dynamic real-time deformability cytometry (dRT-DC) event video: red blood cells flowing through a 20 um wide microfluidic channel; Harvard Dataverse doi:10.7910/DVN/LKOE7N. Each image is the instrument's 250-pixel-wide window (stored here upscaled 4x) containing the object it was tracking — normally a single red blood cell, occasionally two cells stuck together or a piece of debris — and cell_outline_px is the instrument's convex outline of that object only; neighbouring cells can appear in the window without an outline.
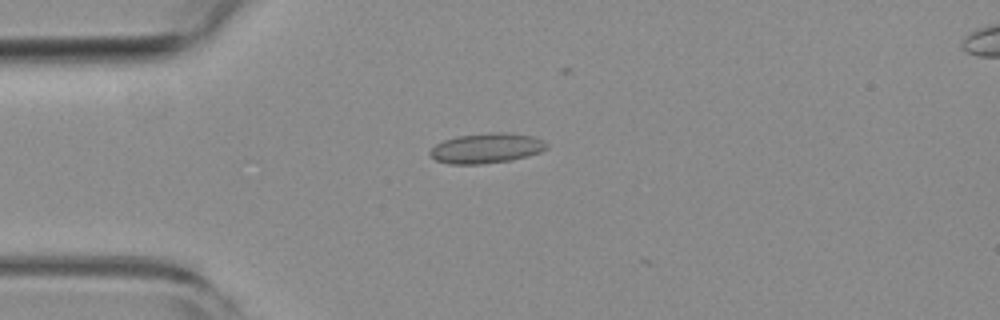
{"species": "common noctule bat (a hibernating species)", "species_latin": "Nyctalus noctula", "temperature_condition": "room temperature", "stored_images_in_passage": 22, "camera_frame_rate_fps": 3000, "um_per_image_px": 0.085, "animal": {"sex": "female", "body_mass_g": 19.3, "forearm_length_mm": 54.1}, "frame": {"image": 1, "passage_image": 12, "time_ms": 3.667, "image_size_px": [1000, 320], "cell_outline_px": [[548, 148], [540, 152], [528, 156], [512, 160], [484, 164], [448, 164], [436, 160], [428, 156], [428, 152], [436, 144], [444, 140], [460, 136], [492, 132], [496, 132], [532, 136], [544, 140], [548, 144]], "centroid_in_image_um": [41.34, 12.61], "position_along_channel_um": 43.7, "area_um2": 20.46}}
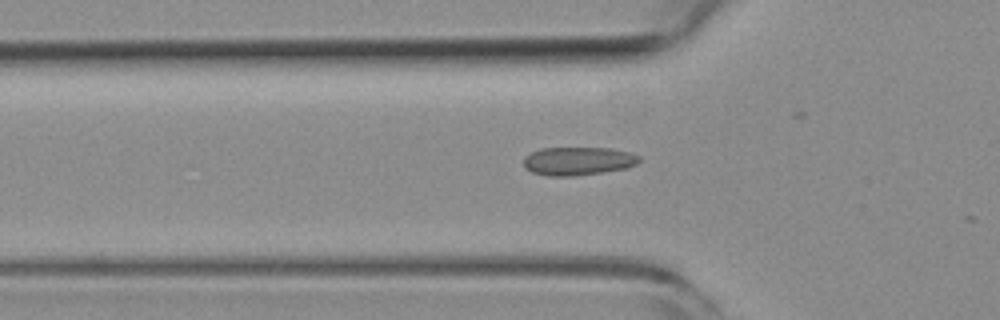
{"frame": {"image": 2, "passage_image": 16, "time_ms": 5.0, "image_size_px": [1000, 320], "cell_outline_px": [[640, 160], [636, 164], [628, 168], [572, 176], [548, 176], [532, 172], [524, 168], [524, 156], [540, 148], [612, 148], [632, 152], [640, 156]], "centroid_in_image_um": [49.14, 13.68], "position_along_channel_um": 76.7, "area_um2": 19.19}}
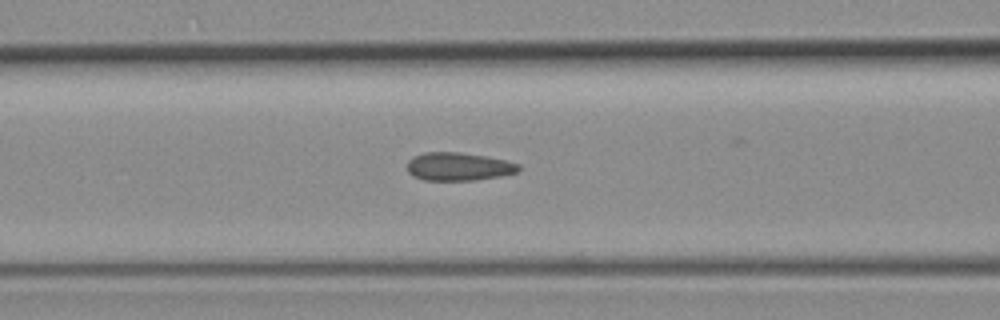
{"frame": {"image": 3, "passage_image": 20, "time_ms": 6.333, "image_size_px": [1000, 320], "cell_outline_px": [[520, 168], [516, 172], [500, 176], [476, 180], [424, 180], [412, 176], [408, 172], [408, 160], [424, 152], [460, 152], [484, 156], [504, 160], [520, 164]], "centroid_in_image_um": [38.96, 14.16], "position_along_channel_um": 127.6, "area_um2": 18.15}}